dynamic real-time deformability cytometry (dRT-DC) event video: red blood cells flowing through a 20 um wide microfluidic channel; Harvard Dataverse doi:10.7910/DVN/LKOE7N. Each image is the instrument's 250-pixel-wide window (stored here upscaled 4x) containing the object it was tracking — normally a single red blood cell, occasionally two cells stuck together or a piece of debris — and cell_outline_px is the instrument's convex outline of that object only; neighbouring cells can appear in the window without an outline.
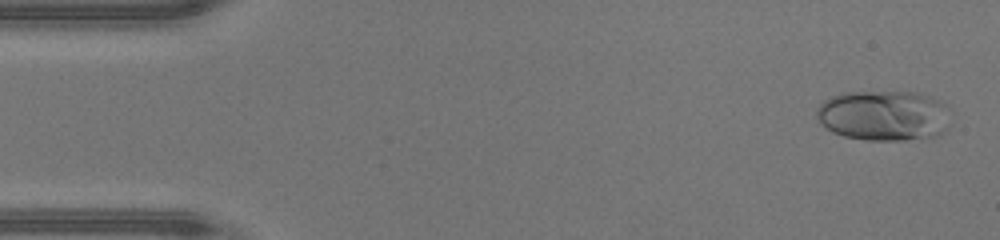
{"species": "human", "species_latin": "Homo sapiens", "temperature_condition": "warm", "stored_images_in_passage": 47, "camera_frame_rate_fps": 3000, "um_per_image_px": 0.085, "donor": {"sex": "male"}, "frame": {"image": 1, "passage_image": 2, "time_ms": 0.333, "image_size_px": [1000, 240], "cell_outline_px": [[952, 124], [944, 132], [936, 136], [904, 140], [864, 140], [844, 136], [832, 132], [816, 120], [816, 108], [824, 100], [840, 92], [920, 92], [932, 96], [952, 108]], "centroid_in_image_um": [75.19, 9.81], "position_along_channel_um": 9.8, "area_um2": 40.46}}
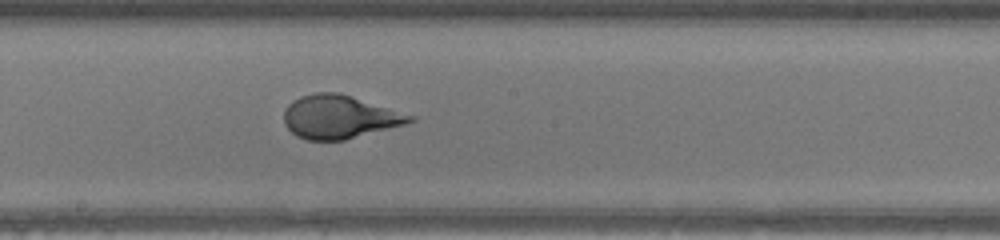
{"frame": {"image": 2, "passage_image": 25, "time_ms": 8.0, "image_size_px": [1000, 240], "cell_outline_px": [[416, 120], [404, 124], [344, 140], [308, 140], [296, 136], [284, 124], [284, 112], [288, 104], [292, 100], [300, 96], [316, 92], [340, 92], [416, 116]], "centroid_in_image_um": [28.84, 9.92], "position_along_channel_um": 219.4, "area_um2": 31.79}}
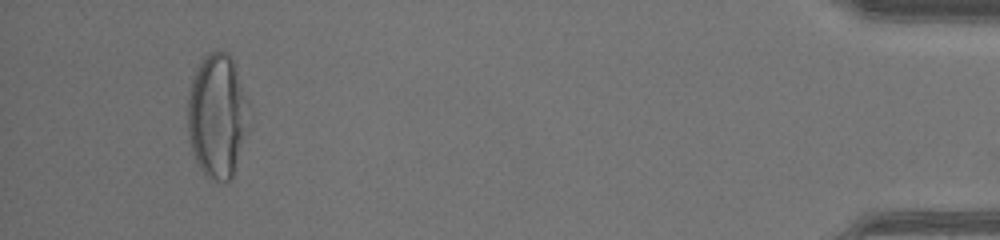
{"frame": {"image": 3, "passage_image": 44, "time_ms": 14.333, "image_size_px": [1000, 240], "cell_outline_px": [[252, 112], [248, 132], [232, 176], [228, 184], [224, 184], [208, 180], [200, 168], [192, 152], [188, 140], [188, 92], [196, 68], [204, 56], [208, 52], [216, 48], [228, 52], [232, 60], [248, 100]], "centroid_in_image_um": [18.49, 9.88], "position_along_channel_um": 416.7, "area_um2": 45.49}, "authors_computed_cell_mechanics": {"area_um2": 35.258, "velocity_mm_per_s": 4.3692, "shape_relaxation_time_tau1_ms": 5.0515, "shape_relaxation_time_tau2_ms": null, "deformation_change_tau1": 0.2515, "deformation_change_tau2": null}}